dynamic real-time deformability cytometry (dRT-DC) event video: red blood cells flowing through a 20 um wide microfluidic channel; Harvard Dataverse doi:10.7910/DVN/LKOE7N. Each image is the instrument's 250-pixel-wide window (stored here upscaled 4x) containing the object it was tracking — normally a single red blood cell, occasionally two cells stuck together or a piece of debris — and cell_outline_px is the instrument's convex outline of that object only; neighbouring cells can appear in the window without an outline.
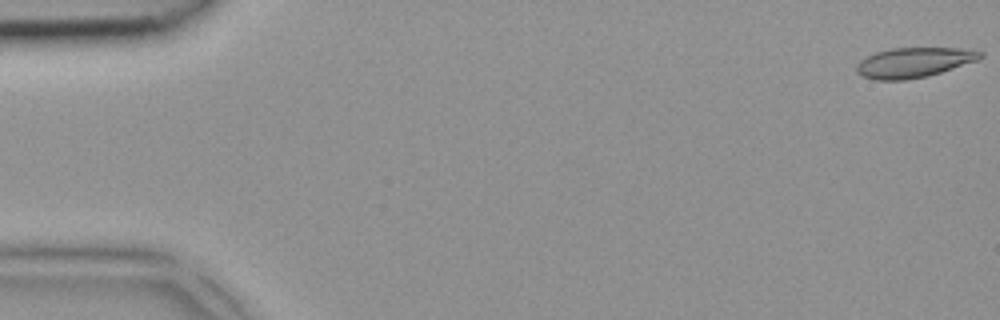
{"species": "common noctule bat (a hibernating species)", "species_latin": "Nyctalus noctula", "temperature_condition": "room temperature", "stored_images_in_passage": 3, "camera_frame_rate_fps": 3000, "um_per_image_px": 0.085, "animal": {"sex": "female", "body_mass_g": 18.4}, "frame": {"image": 1, "passage_image": 1, "time_ms": 0.0, "image_size_px": [1000, 320], "cell_outline_px": [[984, 56], [976, 60], [928, 76], [904, 80], [876, 80], [864, 76], [856, 72], [856, 64], [860, 60], [876, 52], [892, 48], [960, 48], [984, 52]], "centroid_in_image_um": [77.65, 5.31], "position_along_channel_um": 7.3, "area_um2": 21.39}}
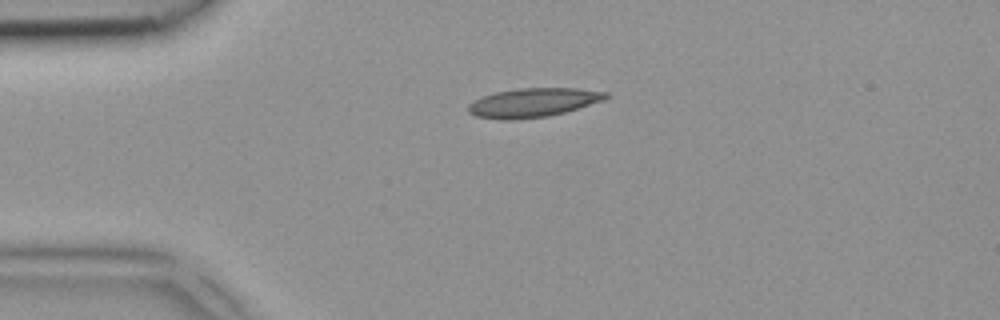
{"frame": {"image": 2, "passage_image": 3, "time_ms": 0.667, "image_size_px": [1000, 320], "cell_outline_px": [[608, 96], [604, 100], [564, 112], [548, 116], [516, 120], [500, 120], [476, 116], [468, 112], [468, 104], [484, 96], [496, 92], [516, 88], [576, 88], [608, 92]], "centroid_in_image_um": [45.3, 8.72], "position_along_channel_um": 39.7, "area_um2": 23.18}}